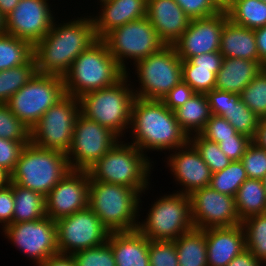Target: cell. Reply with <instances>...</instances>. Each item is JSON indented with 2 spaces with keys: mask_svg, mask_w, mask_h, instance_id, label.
<instances>
[{
  "mask_svg": "<svg viewBox=\"0 0 266 266\" xmlns=\"http://www.w3.org/2000/svg\"><path fill=\"white\" fill-rule=\"evenodd\" d=\"M97 40L92 15L60 24L54 21L33 46L37 73L63 77L73 61Z\"/></svg>",
  "mask_w": 266,
  "mask_h": 266,
  "instance_id": "obj_1",
  "label": "cell"
},
{
  "mask_svg": "<svg viewBox=\"0 0 266 266\" xmlns=\"http://www.w3.org/2000/svg\"><path fill=\"white\" fill-rule=\"evenodd\" d=\"M132 145L141 152L178 149L189 142L188 134L178 124L174 111L161 100L135 97L130 127Z\"/></svg>",
  "mask_w": 266,
  "mask_h": 266,
  "instance_id": "obj_2",
  "label": "cell"
},
{
  "mask_svg": "<svg viewBox=\"0 0 266 266\" xmlns=\"http://www.w3.org/2000/svg\"><path fill=\"white\" fill-rule=\"evenodd\" d=\"M126 72L98 39L83 51L63 76L65 93L77 99L84 94L115 85Z\"/></svg>",
  "mask_w": 266,
  "mask_h": 266,
  "instance_id": "obj_3",
  "label": "cell"
},
{
  "mask_svg": "<svg viewBox=\"0 0 266 266\" xmlns=\"http://www.w3.org/2000/svg\"><path fill=\"white\" fill-rule=\"evenodd\" d=\"M140 196L134 188L124 185L89 181L88 207L110 232L137 229L142 203Z\"/></svg>",
  "mask_w": 266,
  "mask_h": 266,
  "instance_id": "obj_4",
  "label": "cell"
},
{
  "mask_svg": "<svg viewBox=\"0 0 266 266\" xmlns=\"http://www.w3.org/2000/svg\"><path fill=\"white\" fill-rule=\"evenodd\" d=\"M152 163L135 145L120 140L87 171L90 180L124 185L142 195L150 185Z\"/></svg>",
  "mask_w": 266,
  "mask_h": 266,
  "instance_id": "obj_5",
  "label": "cell"
},
{
  "mask_svg": "<svg viewBox=\"0 0 266 266\" xmlns=\"http://www.w3.org/2000/svg\"><path fill=\"white\" fill-rule=\"evenodd\" d=\"M129 74L126 72L113 86L89 92L78 98L82 115L108 127L119 137L124 136L125 131L128 132L135 99L134 87L128 83L131 82L128 81Z\"/></svg>",
  "mask_w": 266,
  "mask_h": 266,
  "instance_id": "obj_6",
  "label": "cell"
},
{
  "mask_svg": "<svg viewBox=\"0 0 266 266\" xmlns=\"http://www.w3.org/2000/svg\"><path fill=\"white\" fill-rule=\"evenodd\" d=\"M70 170L66 153L29 143L20 153L11 182L45 197Z\"/></svg>",
  "mask_w": 266,
  "mask_h": 266,
  "instance_id": "obj_7",
  "label": "cell"
},
{
  "mask_svg": "<svg viewBox=\"0 0 266 266\" xmlns=\"http://www.w3.org/2000/svg\"><path fill=\"white\" fill-rule=\"evenodd\" d=\"M137 229L149 240L174 241L194 227L189 195L165 194L151 205Z\"/></svg>",
  "mask_w": 266,
  "mask_h": 266,
  "instance_id": "obj_8",
  "label": "cell"
},
{
  "mask_svg": "<svg viewBox=\"0 0 266 266\" xmlns=\"http://www.w3.org/2000/svg\"><path fill=\"white\" fill-rule=\"evenodd\" d=\"M139 84L135 97L162 100L177 84L183 81L182 60L173 45H166L134 64Z\"/></svg>",
  "mask_w": 266,
  "mask_h": 266,
  "instance_id": "obj_9",
  "label": "cell"
},
{
  "mask_svg": "<svg viewBox=\"0 0 266 266\" xmlns=\"http://www.w3.org/2000/svg\"><path fill=\"white\" fill-rule=\"evenodd\" d=\"M102 40L125 72L127 59L134 65L166 46L146 16L112 29Z\"/></svg>",
  "mask_w": 266,
  "mask_h": 266,
  "instance_id": "obj_10",
  "label": "cell"
},
{
  "mask_svg": "<svg viewBox=\"0 0 266 266\" xmlns=\"http://www.w3.org/2000/svg\"><path fill=\"white\" fill-rule=\"evenodd\" d=\"M66 95L63 77L36 73L10 97L6 105L32 129L41 116Z\"/></svg>",
  "mask_w": 266,
  "mask_h": 266,
  "instance_id": "obj_11",
  "label": "cell"
},
{
  "mask_svg": "<svg viewBox=\"0 0 266 266\" xmlns=\"http://www.w3.org/2000/svg\"><path fill=\"white\" fill-rule=\"evenodd\" d=\"M79 113V100L66 94L51 106L31 129V143L39 148L67 153Z\"/></svg>",
  "mask_w": 266,
  "mask_h": 266,
  "instance_id": "obj_12",
  "label": "cell"
},
{
  "mask_svg": "<svg viewBox=\"0 0 266 266\" xmlns=\"http://www.w3.org/2000/svg\"><path fill=\"white\" fill-rule=\"evenodd\" d=\"M121 139L108 127L79 113L66 153L70 169L87 171Z\"/></svg>",
  "mask_w": 266,
  "mask_h": 266,
  "instance_id": "obj_13",
  "label": "cell"
},
{
  "mask_svg": "<svg viewBox=\"0 0 266 266\" xmlns=\"http://www.w3.org/2000/svg\"><path fill=\"white\" fill-rule=\"evenodd\" d=\"M57 247L60 254L73 255L108 241L110 231L89 208L56 221Z\"/></svg>",
  "mask_w": 266,
  "mask_h": 266,
  "instance_id": "obj_14",
  "label": "cell"
},
{
  "mask_svg": "<svg viewBox=\"0 0 266 266\" xmlns=\"http://www.w3.org/2000/svg\"><path fill=\"white\" fill-rule=\"evenodd\" d=\"M4 237L39 266L59 253L56 221L45 216L30 222L12 223L3 229Z\"/></svg>",
  "mask_w": 266,
  "mask_h": 266,
  "instance_id": "obj_15",
  "label": "cell"
},
{
  "mask_svg": "<svg viewBox=\"0 0 266 266\" xmlns=\"http://www.w3.org/2000/svg\"><path fill=\"white\" fill-rule=\"evenodd\" d=\"M189 197L196 229L232 227L242 223L233 196L219 193L207 186L193 191Z\"/></svg>",
  "mask_w": 266,
  "mask_h": 266,
  "instance_id": "obj_16",
  "label": "cell"
},
{
  "mask_svg": "<svg viewBox=\"0 0 266 266\" xmlns=\"http://www.w3.org/2000/svg\"><path fill=\"white\" fill-rule=\"evenodd\" d=\"M50 8L48 0H20L4 18L5 33L28 41L34 46L56 21Z\"/></svg>",
  "mask_w": 266,
  "mask_h": 266,
  "instance_id": "obj_17",
  "label": "cell"
},
{
  "mask_svg": "<svg viewBox=\"0 0 266 266\" xmlns=\"http://www.w3.org/2000/svg\"><path fill=\"white\" fill-rule=\"evenodd\" d=\"M88 171L71 169L45 196L46 216L57 221L88 207Z\"/></svg>",
  "mask_w": 266,
  "mask_h": 266,
  "instance_id": "obj_18",
  "label": "cell"
},
{
  "mask_svg": "<svg viewBox=\"0 0 266 266\" xmlns=\"http://www.w3.org/2000/svg\"><path fill=\"white\" fill-rule=\"evenodd\" d=\"M227 20L226 11L205 18L191 19L182 37L173 44L177 55L181 60H188L200 54L219 51L221 32Z\"/></svg>",
  "mask_w": 266,
  "mask_h": 266,
  "instance_id": "obj_19",
  "label": "cell"
},
{
  "mask_svg": "<svg viewBox=\"0 0 266 266\" xmlns=\"http://www.w3.org/2000/svg\"><path fill=\"white\" fill-rule=\"evenodd\" d=\"M171 152L174 153L167 157V166L176 184L183 186L176 192L190 195L197 189L209 186L212 172L190 142Z\"/></svg>",
  "mask_w": 266,
  "mask_h": 266,
  "instance_id": "obj_20",
  "label": "cell"
},
{
  "mask_svg": "<svg viewBox=\"0 0 266 266\" xmlns=\"http://www.w3.org/2000/svg\"><path fill=\"white\" fill-rule=\"evenodd\" d=\"M146 17L166 45L175 44L191 21L175 0H147Z\"/></svg>",
  "mask_w": 266,
  "mask_h": 266,
  "instance_id": "obj_21",
  "label": "cell"
},
{
  "mask_svg": "<svg viewBox=\"0 0 266 266\" xmlns=\"http://www.w3.org/2000/svg\"><path fill=\"white\" fill-rule=\"evenodd\" d=\"M202 230L206 237L208 266H226L246 249L245 231L242 224Z\"/></svg>",
  "mask_w": 266,
  "mask_h": 266,
  "instance_id": "obj_22",
  "label": "cell"
},
{
  "mask_svg": "<svg viewBox=\"0 0 266 266\" xmlns=\"http://www.w3.org/2000/svg\"><path fill=\"white\" fill-rule=\"evenodd\" d=\"M99 3L101 13L92 17L98 39L116 27L146 16L147 0H103Z\"/></svg>",
  "mask_w": 266,
  "mask_h": 266,
  "instance_id": "obj_23",
  "label": "cell"
},
{
  "mask_svg": "<svg viewBox=\"0 0 266 266\" xmlns=\"http://www.w3.org/2000/svg\"><path fill=\"white\" fill-rule=\"evenodd\" d=\"M223 58L217 51L182 60L183 82L187 83L195 93L206 94L213 90L216 74L221 69Z\"/></svg>",
  "mask_w": 266,
  "mask_h": 266,
  "instance_id": "obj_24",
  "label": "cell"
},
{
  "mask_svg": "<svg viewBox=\"0 0 266 266\" xmlns=\"http://www.w3.org/2000/svg\"><path fill=\"white\" fill-rule=\"evenodd\" d=\"M107 242L112 248L116 266H150L149 239L138 229L110 232Z\"/></svg>",
  "mask_w": 266,
  "mask_h": 266,
  "instance_id": "obj_25",
  "label": "cell"
},
{
  "mask_svg": "<svg viewBox=\"0 0 266 266\" xmlns=\"http://www.w3.org/2000/svg\"><path fill=\"white\" fill-rule=\"evenodd\" d=\"M219 52L226 58L257 61L260 64L254 29L225 22L220 39Z\"/></svg>",
  "mask_w": 266,
  "mask_h": 266,
  "instance_id": "obj_26",
  "label": "cell"
},
{
  "mask_svg": "<svg viewBox=\"0 0 266 266\" xmlns=\"http://www.w3.org/2000/svg\"><path fill=\"white\" fill-rule=\"evenodd\" d=\"M262 69L257 61L224 57L214 89L240 94Z\"/></svg>",
  "mask_w": 266,
  "mask_h": 266,
  "instance_id": "obj_27",
  "label": "cell"
},
{
  "mask_svg": "<svg viewBox=\"0 0 266 266\" xmlns=\"http://www.w3.org/2000/svg\"><path fill=\"white\" fill-rule=\"evenodd\" d=\"M174 114L188 136L200 133L212 115L206 95L199 93H195L183 106L174 110Z\"/></svg>",
  "mask_w": 266,
  "mask_h": 266,
  "instance_id": "obj_28",
  "label": "cell"
},
{
  "mask_svg": "<svg viewBox=\"0 0 266 266\" xmlns=\"http://www.w3.org/2000/svg\"><path fill=\"white\" fill-rule=\"evenodd\" d=\"M179 266H208L205 232L193 228L174 240Z\"/></svg>",
  "mask_w": 266,
  "mask_h": 266,
  "instance_id": "obj_29",
  "label": "cell"
},
{
  "mask_svg": "<svg viewBox=\"0 0 266 266\" xmlns=\"http://www.w3.org/2000/svg\"><path fill=\"white\" fill-rule=\"evenodd\" d=\"M14 196L13 223L30 222L46 216L45 197L36 191L10 183Z\"/></svg>",
  "mask_w": 266,
  "mask_h": 266,
  "instance_id": "obj_30",
  "label": "cell"
},
{
  "mask_svg": "<svg viewBox=\"0 0 266 266\" xmlns=\"http://www.w3.org/2000/svg\"><path fill=\"white\" fill-rule=\"evenodd\" d=\"M235 205L241 221L266 213V194L262 180L248 178L235 195Z\"/></svg>",
  "mask_w": 266,
  "mask_h": 266,
  "instance_id": "obj_31",
  "label": "cell"
},
{
  "mask_svg": "<svg viewBox=\"0 0 266 266\" xmlns=\"http://www.w3.org/2000/svg\"><path fill=\"white\" fill-rule=\"evenodd\" d=\"M228 19L239 26L256 29L266 26V3L260 0H233L226 10Z\"/></svg>",
  "mask_w": 266,
  "mask_h": 266,
  "instance_id": "obj_32",
  "label": "cell"
},
{
  "mask_svg": "<svg viewBox=\"0 0 266 266\" xmlns=\"http://www.w3.org/2000/svg\"><path fill=\"white\" fill-rule=\"evenodd\" d=\"M33 57V46L7 33L0 34V71L26 64Z\"/></svg>",
  "mask_w": 266,
  "mask_h": 266,
  "instance_id": "obj_33",
  "label": "cell"
},
{
  "mask_svg": "<svg viewBox=\"0 0 266 266\" xmlns=\"http://www.w3.org/2000/svg\"><path fill=\"white\" fill-rule=\"evenodd\" d=\"M238 133L254 138L260 118L240 99V94L230 93V108L222 116Z\"/></svg>",
  "mask_w": 266,
  "mask_h": 266,
  "instance_id": "obj_34",
  "label": "cell"
},
{
  "mask_svg": "<svg viewBox=\"0 0 266 266\" xmlns=\"http://www.w3.org/2000/svg\"><path fill=\"white\" fill-rule=\"evenodd\" d=\"M36 73L34 57L22 66L0 71V104H6Z\"/></svg>",
  "mask_w": 266,
  "mask_h": 266,
  "instance_id": "obj_35",
  "label": "cell"
},
{
  "mask_svg": "<svg viewBox=\"0 0 266 266\" xmlns=\"http://www.w3.org/2000/svg\"><path fill=\"white\" fill-rule=\"evenodd\" d=\"M246 248L266 265V213L247 217L242 221Z\"/></svg>",
  "mask_w": 266,
  "mask_h": 266,
  "instance_id": "obj_36",
  "label": "cell"
},
{
  "mask_svg": "<svg viewBox=\"0 0 266 266\" xmlns=\"http://www.w3.org/2000/svg\"><path fill=\"white\" fill-rule=\"evenodd\" d=\"M248 179L243 163L232 161L222 171L213 173L209 186L219 193L235 197L239 187Z\"/></svg>",
  "mask_w": 266,
  "mask_h": 266,
  "instance_id": "obj_37",
  "label": "cell"
},
{
  "mask_svg": "<svg viewBox=\"0 0 266 266\" xmlns=\"http://www.w3.org/2000/svg\"><path fill=\"white\" fill-rule=\"evenodd\" d=\"M189 142L198 151L212 174L222 171L232 162L220 150L218 143L204 138L200 133L189 136Z\"/></svg>",
  "mask_w": 266,
  "mask_h": 266,
  "instance_id": "obj_38",
  "label": "cell"
},
{
  "mask_svg": "<svg viewBox=\"0 0 266 266\" xmlns=\"http://www.w3.org/2000/svg\"><path fill=\"white\" fill-rule=\"evenodd\" d=\"M240 99L260 119L266 118V72L263 69L240 93Z\"/></svg>",
  "mask_w": 266,
  "mask_h": 266,
  "instance_id": "obj_39",
  "label": "cell"
},
{
  "mask_svg": "<svg viewBox=\"0 0 266 266\" xmlns=\"http://www.w3.org/2000/svg\"><path fill=\"white\" fill-rule=\"evenodd\" d=\"M0 138L31 142V129L19 120L6 104H0Z\"/></svg>",
  "mask_w": 266,
  "mask_h": 266,
  "instance_id": "obj_40",
  "label": "cell"
},
{
  "mask_svg": "<svg viewBox=\"0 0 266 266\" xmlns=\"http://www.w3.org/2000/svg\"><path fill=\"white\" fill-rule=\"evenodd\" d=\"M77 266H116L112 248L108 242L74 253Z\"/></svg>",
  "mask_w": 266,
  "mask_h": 266,
  "instance_id": "obj_41",
  "label": "cell"
},
{
  "mask_svg": "<svg viewBox=\"0 0 266 266\" xmlns=\"http://www.w3.org/2000/svg\"><path fill=\"white\" fill-rule=\"evenodd\" d=\"M150 266H179L174 241L149 240Z\"/></svg>",
  "mask_w": 266,
  "mask_h": 266,
  "instance_id": "obj_42",
  "label": "cell"
},
{
  "mask_svg": "<svg viewBox=\"0 0 266 266\" xmlns=\"http://www.w3.org/2000/svg\"><path fill=\"white\" fill-rule=\"evenodd\" d=\"M200 134L204 138L216 143L227 138H250L247 135L238 133L225 118L216 115H211Z\"/></svg>",
  "mask_w": 266,
  "mask_h": 266,
  "instance_id": "obj_43",
  "label": "cell"
},
{
  "mask_svg": "<svg viewBox=\"0 0 266 266\" xmlns=\"http://www.w3.org/2000/svg\"><path fill=\"white\" fill-rule=\"evenodd\" d=\"M241 162L248 178L262 180L266 175V149L258 147L254 142L246 149Z\"/></svg>",
  "mask_w": 266,
  "mask_h": 266,
  "instance_id": "obj_44",
  "label": "cell"
},
{
  "mask_svg": "<svg viewBox=\"0 0 266 266\" xmlns=\"http://www.w3.org/2000/svg\"><path fill=\"white\" fill-rule=\"evenodd\" d=\"M29 143L31 142H18L0 138V166L12 173L22 149Z\"/></svg>",
  "mask_w": 266,
  "mask_h": 266,
  "instance_id": "obj_45",
  "label": "cell"
},
{
  "mask_svg": "<svg viewBox=\"0 0 266 266\" xmlns=\"http://www.w3.org/2000/svg\"><path fill=\"white\" fill-rule=\"evenodd\" d=\"M191 18H205L220 12L211 0H175Z\"/></svg>",
  "mask_w": 266,
  "mask_h": 266,
  "instance_id": "obj_46",
  "label": "cell"
},
{
  "mask_svg": "<svg viewBox=\"0 0 266 266\" xmlns=\"http://www.w3.org/2000/svg\"><path fill=\"white\" fill-rule=\"evenodd\" d=\"M195 91L185 82L174 86L161 100L171 111L183 106L193 95Z\"/></svg>",
  "mask_w": 266,
  "mask_h": 266,
  "instance_id": "obj_47",
  "label": "cell"
},
{
  "mask_svg": "<svg viewBox=\"0 0 266 266\" xmlns=\"http://www.w3.org/2000/svg\"><path fill=\"white\" fill-rule=\"evenodd\" d=\"M252 138H227L219 142L220 150L231 160L241 161Z\"/></svg>",
  "mask_w": 266,
  "mask_h": 266,
  "instance_id": "obj_48",
  "label": "cell"
},
{
  "mask_svg": "<svg viewBox=\"0 0 266 266\" xmlns=\"http://www.w3.org/2000/svg\"><path fill=\"white\" fill-rule=\"evenodd\" d=\"M14 196L10 185L0 188V223L4 229L7 225L13 223Z\"/></svg>",
  "mask_w": 266,
  "mask_h": 266,
  "instance_id": "obj_49",
  "label": "cell"
},
{
  "mask_svg": "<svg viewBox=\"0 0 266 266\" xmlns=\"http://www.w3.org/2000/svg\"><path fill=\"white\" fill-rule=\"evenodd\" d=\"M205 95L212 115L222 117L230 108V92L213 89Z\"/></svg>",
  "mask_w": 266,
  "mask_h": 266,
  "instance_id": "obj_50",
  "label": "cell"
},
{
  "mask_svg": "<svg viewBox=\"0 0 266 266\" xmlns=\"http://www.w3.org/2000/svg\"><path fill=\"white\" fill-rule=\"evenodd\" d=\"M264 262L258 260L250 250L244 249L234 257L226 266H264Z\"/></svg>",
  "mask_w": 266,
  "mask_h": 266,
  "instance_id": "obj_51",
  "label": "cell"
},
{
  "mask_svg": "<svg viewBox=\"0 0 266 266\" xmlns=\"http://www.w3.org/2000/svg\"><path fill=\"white\" fill-rule=\"evenodd\" d=\"M260 65L266 64V26L254 29Z\"/></svg>",
  "mask_w": 266,
  "mask_h": 266,
  "instance_id": "obj_52",
  "label": "cell"
},
{
  "mask_svg": "<svg viewBox=\"0 0 266 266\" xmlns=\"http://www.w3.org/2000/svg\"><path fill=\"white\" fill-rule=\"evenodd\" d=\"M39 266H77L72 255L56 254L46 259Z\"/></svg>",
  "mask_w": 266,
  "mask_h": 266,
  "instance_id": "obj_53",
  "label": "cell"
},
{
  "mask_svg": "<svg viewBox=\"0 0 266 266\" xmlns=\"http://www.w3.org/2000/svg\"><path fill=\"white\" fill-rule=\"evenodd\" d=\"M258 147L266 149V118H261L255 136L252 139Z\"/></svg>",
  "mask_w": 266,
  "mask_h": 266,
  "instance_id": "obj_54",
  "label": "cell"
},
{
  "mask_svg": "<svg viewBox=\"0 0 266 266\" xmlns=\"http://www.w3.org/2000/svg\"><path fill=\"white\" fill-rule=\"evenodd\" d=\"M20 0H0V14L5 18Z\"/></svg>",
  "mask_w": 266,
  "mask_h": 266,
  "instance_id": "obj_55",
  "label": "cell"
},
{
  "mask_svg": "<svg viewBox=\"0 0 266 266\" xmlns=\"http://www.w3.org/2000/svg\"><path fill=\"white\" fill-rule=\"evenodd\" d=\"M11 183V173L0 166V188L7 187Z\"/></svg>",
  "mask_w": 266,
  "mask_h": 266,
  "instance_id": "obj_56",
  "label": "cell"
},
{
  "mask_svg": "<svg viewBox=\"0 0 266 266\" xmlns=\"http://www.w3.org/2000/svg\"><path fill=\"white\" fill-rule=\"evenodd\" d=\"M220 11H226L233 0H211Z\"/></svg>",
  "mask_w": 266,
  "mask_h": 266,
  "instance_id": "obj_57",
  "label": "cell"
},
{
  "mask_svg": "<svg viewBox=\"0 0 266 266\" xmlns=\"http://www.w3.org/2000/svg\"><path fill=\"white\" fill-rule=\"evenodd\" d=\"M5 32L4 17L0 14V34Z\"/></svg>",
  "mask_w": 266,
  "mask_h": 266,
  "instance_id": "obj_58",
  "label": "cell"
},
{
  "mask_svg": "<svg viewBox=\"0 0 266 266\" xmlns=\"http://www.w3.org/2000/svg\"><path fill=\"white\" fill-rule=\"evenodd\" d=\"M262 183H263V187H264L265 194H266V175H265L264 178L262 179Z\"/></svg>",
  "mask_w": 266,
  "mask_h": 266,
  "instance_id": "obj_59",
  "label": "cell"
},
{
  "mask_svg": "<svg viewBox=\"0 0 266 266\" xmlns=\"http://www.w3.org/2000/svg\"><path fill=\"white\" fill-rule=\"evenodd\" d=\"M263 70L266 72V64L263 66Z\"/></svg>",
  "mask_w": 266,
  "mask_h": 266,
  "instance_id": "obj_60",
  "label": "cell"
}]
</instances>
